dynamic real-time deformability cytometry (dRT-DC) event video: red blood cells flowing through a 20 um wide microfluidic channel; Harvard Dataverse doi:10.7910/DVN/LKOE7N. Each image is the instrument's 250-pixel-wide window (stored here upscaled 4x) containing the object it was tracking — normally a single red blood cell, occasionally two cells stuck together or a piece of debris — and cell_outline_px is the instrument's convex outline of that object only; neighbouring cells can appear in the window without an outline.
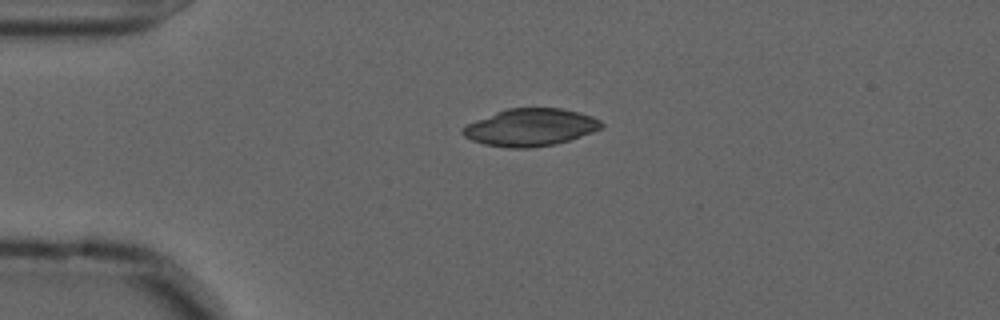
{"species": "common noctule bat (a hibernating species)", "species_latin": "Nyctalus noctula", "temperature_condition": "cold", "stored_images_in_passage": 43, "camera_frame_rate_fps": 3000, "um_per_image_px": 0.085, "animal": {"sex": "male", "forearm_length_mm": 52.5}, "frame": {"image": 1, "passage_image": 1, "time_ms": 0.0, "image_size_px": [1000, 320], "cell_outline_px": [[604, 128], [556, 144], [528, 148], [508, 148], [484, 144], [472, 140], [464, 136], [460, 132], [468, 124], [476, 120], [496, 112], [508, 108], [560, 108], [580, 112], [592, 116], [600, 120], [604, 124]], "centroid_in_image_um": [45.11, 10.82], "position_along_channel_um": 39.9, "area_um2": 30.11}}
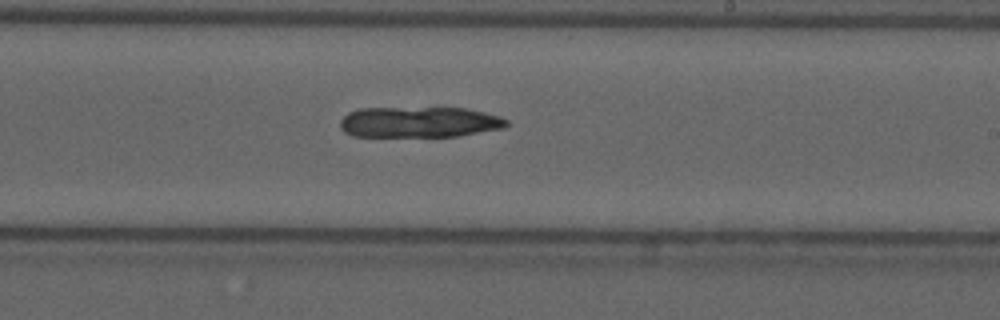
{"frame": {"image": 2, "passage_image": 21, "time_ms": 6.667, "image_size_px": [1000, 320], "cell_outline_px": [[508, 124], [504, 128], [460, 136], [352, 136], [344, 132], [340, 128], [340, 120], [348, 112], [360, 108], [464, 108], [484, 112], [500, 116], [508, 120]], "centroid_in_image_um": [35.63, 10.38], "position_along_channel_um": 253.4, "area_um2": 29.94}}
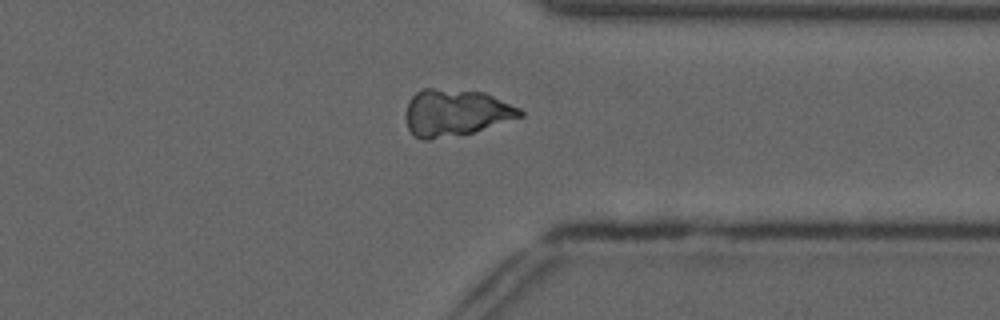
{"frame": {"image": 3, "passage_image": 31, "time_ms": 10.0, "image_size_px": [1000, 320], "cell_outline_px": [[524, 116], [472, 132], [428, 140], [424, 140], [412, 136], [408, 128], [408, 100], [420, 88], [432, 88], [484, 92], [520, 108], [524, 112]], "centroid_in_image_um": [38.73, 9.57], "position_along_channel_um": 372.7, "area_um2": 30.87}}